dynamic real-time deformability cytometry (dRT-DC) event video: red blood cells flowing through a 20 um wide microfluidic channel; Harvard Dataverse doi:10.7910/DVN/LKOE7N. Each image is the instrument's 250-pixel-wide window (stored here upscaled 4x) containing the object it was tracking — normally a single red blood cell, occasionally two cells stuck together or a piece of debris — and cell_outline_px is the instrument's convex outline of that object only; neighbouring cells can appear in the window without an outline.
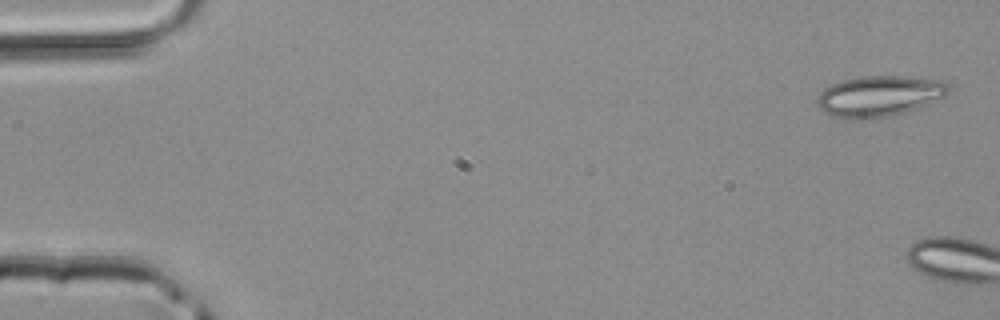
{"species": "common noctule bat (a hibernating species)", "species_latin": "Nyctalus noctula", "temperature_condition": "room temperature", "stored_images_in_passage": 5, "camera_frame_rate_fps": 3000, "um_per_image_px": 0.085, "animal": {"sex": "male", "body_mass_g": 20.4}, "frame": {"image": 1, "passage_image": 1, "time_ms": 0.0, "image_size_px": [1000, 320], "cell_outline_px": [[948, 92], [944, 96], [916, 108], [892, 116], [832, 116], [824, 112], [816, 104], [816, 96], [824, 88], [832, 84], [844, 80], [860, 76], [904, 76], [940, 80], [948, 84]], "centroid_in_image_um": [74.72, 8.12], "position_along_channel_um": 10.3, "area_um2": 30.29}}